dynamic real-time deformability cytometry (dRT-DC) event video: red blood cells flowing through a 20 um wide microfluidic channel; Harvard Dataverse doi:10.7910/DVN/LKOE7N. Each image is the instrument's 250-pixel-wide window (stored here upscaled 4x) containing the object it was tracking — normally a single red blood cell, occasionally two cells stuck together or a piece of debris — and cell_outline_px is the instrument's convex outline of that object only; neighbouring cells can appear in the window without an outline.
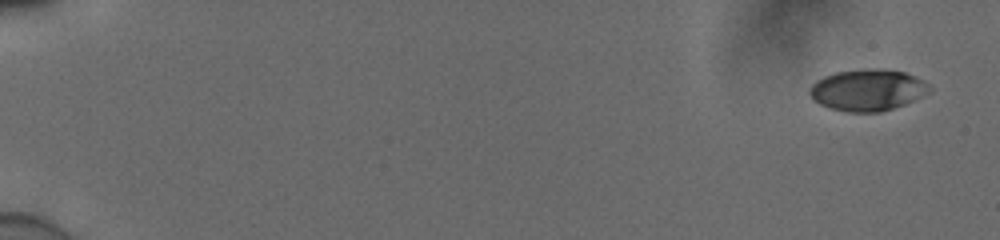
{"species": "human", "species_latin": "Homo sapiens", "temperature_condition": "cold", "stored_images_in_passage": 24, "camera_frame_rate_fps": 3000, "um_per_image_px": 0.085, "donor": {"sex": "male"}, "frame": {"image": 1, "passage_image": 1, "time_ms": 0.0, "image_size_px": [1000, 240], "cell_outline_px": [[932, 92], [904, 104], [880, 112], [848, 112], [828, 108], [820, 104], [808, 92], [812, 84], [816, 80], [824, 76], [836, 72], [864, 68], [884, 68], [904, 72], [916, 76], [924, 80], [932, 88]], "centroid_in_image_um": [73.78, 7.63], "position_along_channel_um": 11.2, "area_um2": 29.25}}
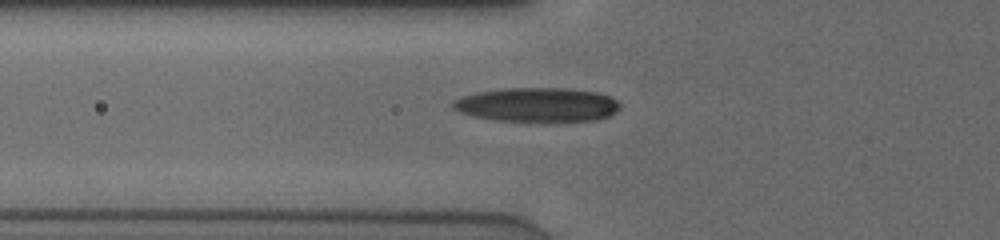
{"frame": {"image": 2, "passage_image": 17, "time_ms": 5.333, "image_size_px": [1000, 240], "cell_outline_px": [[620, 108], [616, 112], [608, 116], [596, 120], [552, 124], [548, 124], [496, 120], [476, 116], [460, 112], [452, 108], [452, 104], [456, 100], [464, 96], [480, 92], [508, 88], [564, 88], [596, 92], [608, 96], [616, 100], [620, 104]], "centroid_in_image_um": [45.74, 8.95], "position_along_channel_um": 80.1, "area_um2": 33.93}}
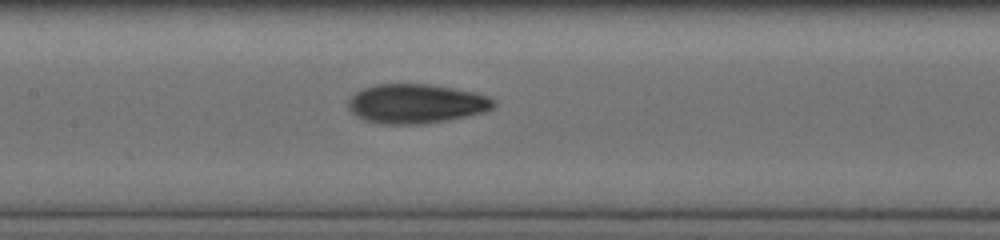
{"frame": {"image": 3, "passage_image": 24, "time_ms": 7.667, "image_size_px": [1000, 240], "cell_outline_px": [[496, 104], [492, 108], [480, 112], [464, 116], [424, 124], [380, 124], [364, 120], [356, 116], [348, 108], [348, 100], [356, 92], [364, 88], [376, 84], [428, 84], [476, 92], [488, 96], [496, 100]], "centroid_in_image_um": [35.34, 8.81], "position_along_channel_um": 172.1, "area_um2": 33.18}}